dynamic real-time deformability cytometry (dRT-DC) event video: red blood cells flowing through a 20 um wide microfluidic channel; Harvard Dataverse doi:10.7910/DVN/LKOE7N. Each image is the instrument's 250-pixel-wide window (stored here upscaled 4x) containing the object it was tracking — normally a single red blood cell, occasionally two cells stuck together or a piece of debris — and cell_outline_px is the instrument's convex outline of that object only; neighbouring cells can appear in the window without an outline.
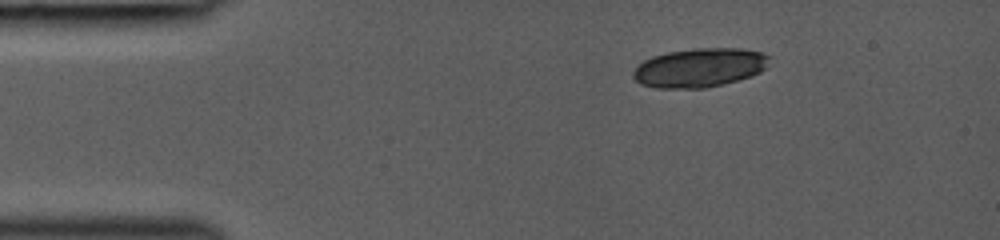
{"species": "common noctule bat (a hibernating species)", "species_latin": "Nyctalus noctula", "temperature_condition": "room temperature", "stored_images_in_passage": 37, "camera_frame_rate_fps": 3000, "um_per_image_px": 0.085, "animal": {"sex": "female", "body_mass_g": 19.0, "forearm_length_mm": 53.3}, "frame": {"image": 1, "passage_image": 2, "time_ms": 0.333, "image_size_px": [1000, 240], "cell_outline_px": [[772, 56], [764, 68], [760, 72], [752, 76], [724, 84], [704, 88], [656, 88], [640, 84], [632, 76], [632, 72], [644, 60], [652, 56], [668, 52], [696, 48], [740, 48], [760, 52]], "centroid_in_image_um": [59.47, 5.75], "position_along_channel_um": 25.5, "area_um2": 30.98}}
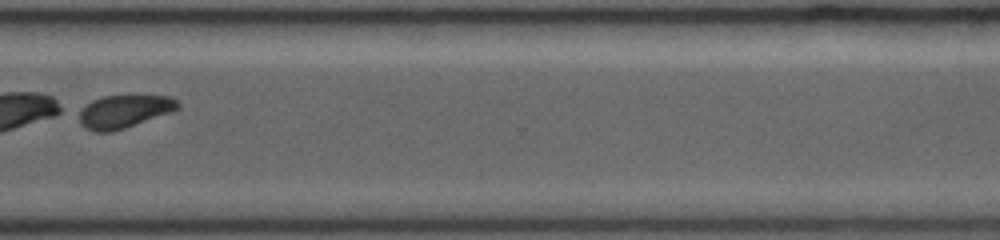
{"frame": {"image": 2, "passage_image": 29, "time_ms": 9.333, "image_size_px": [1000, 240], "cell_outline_px": [[180, 108], [172, 112], [112, 132], [96, 132], [84, 128], [80, 124], [76, 112], [92, 100], [104, 96], [172, 96], [180, 104]], "centroid_in_image_um": [10.51, 9.48], "position_along_channel_um": 360.1, "area_um2": 19.13}}